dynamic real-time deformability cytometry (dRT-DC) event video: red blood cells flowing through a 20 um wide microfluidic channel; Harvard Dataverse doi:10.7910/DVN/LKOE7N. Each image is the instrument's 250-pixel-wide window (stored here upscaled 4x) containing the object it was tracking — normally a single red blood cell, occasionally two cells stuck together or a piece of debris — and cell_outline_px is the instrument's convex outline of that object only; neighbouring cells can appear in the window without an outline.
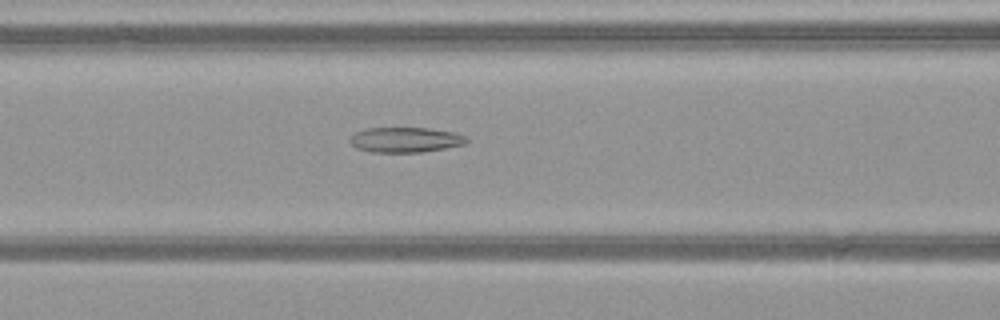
{"species": "common noctule bat (a hibernating species)", "species_latin": "Nyctalus noctula", "temperature_condition": "warm", "stored_images_in_passage": 38, "camera_frame_rate_fps": 3000, "um_per_image_px": 0.085, "animal": {"sex": "female", "body_mass_g": 21.9}, "frame": {"image": 1, "passage_image": 8, "time_ms": 2.333, "image_size_px": [1000, 320], "cell_outline_px": [[468, 140], [464, 144], [444, 148], [420, 152], [372, 152], [356, 148], [348, 140], [356, 132], [368, 128], [428, 128], [456, 132], [464, 136]], "centroid_in_image_um": [34.45, 11.88], "position_along_channel_um": 132.2, "area_um2": 16.94}}
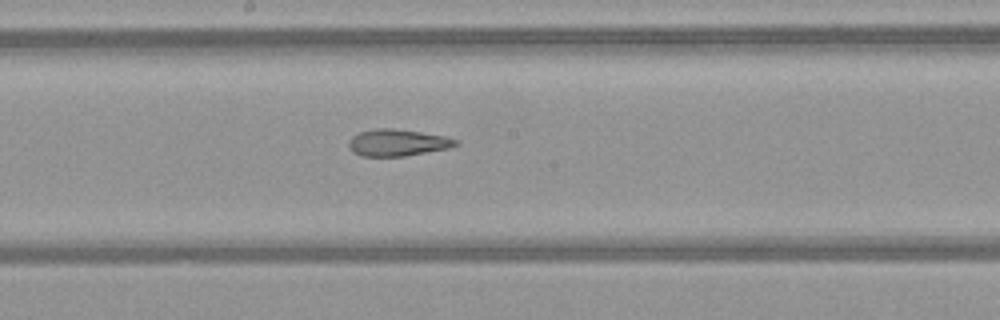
{"frame": {"image": 2, "passage_image": 14, "time_ms": 4.333, "image_size_px": [1000, 320], "cell_outline_px": [[460, 144], [448, 148], [404, 156], [360, 156], [352, 152], [348, 144], [348, 140], [352, 136], [360, 132], [376, 128], [392, 128], [420, 132], [444, 136], [460, 140]], "centroid_in_image_um": [33.78, 12.12], "position_along_channel_um": 214.4, "area_um2": 16.7}}
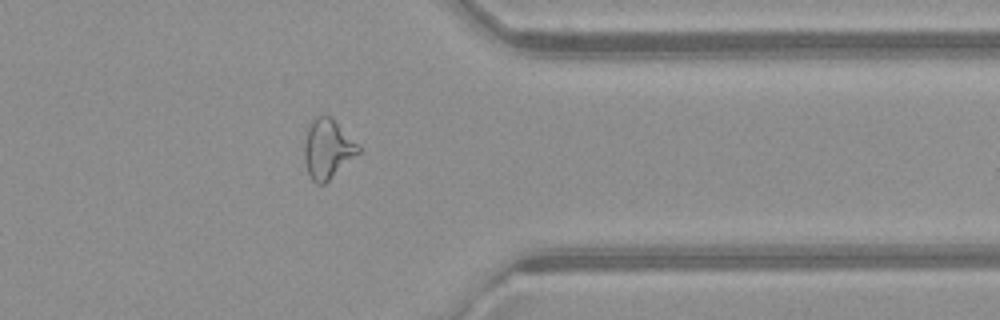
{"frame": {"image": 3, "passage_image": 27, "time_ms": 8.667, "image_size_px": [1000, 320], "cell_outline_px": [[360, 152], [324, 184], [316, 184], [312, 180], [304, 164], [304, 144], [308, 128], [312, 116], [328, 116], [360, 148]], "centroid_in_image_um": [27.78, 12.69], "position_along_channel_um": 383.6, "area_um2": 18.15}, "authors_computed_cell_mechanics": {"area_um2": 18.0914, "velocity_mm_per_s": 4.1076, "shape_relaxation_time_tau1_ms": null, "shape_relaxation_time_tau2_ms": 2.3655, "deformation_change_tau1": null, "deformation_change_tau2": 0.1202}}